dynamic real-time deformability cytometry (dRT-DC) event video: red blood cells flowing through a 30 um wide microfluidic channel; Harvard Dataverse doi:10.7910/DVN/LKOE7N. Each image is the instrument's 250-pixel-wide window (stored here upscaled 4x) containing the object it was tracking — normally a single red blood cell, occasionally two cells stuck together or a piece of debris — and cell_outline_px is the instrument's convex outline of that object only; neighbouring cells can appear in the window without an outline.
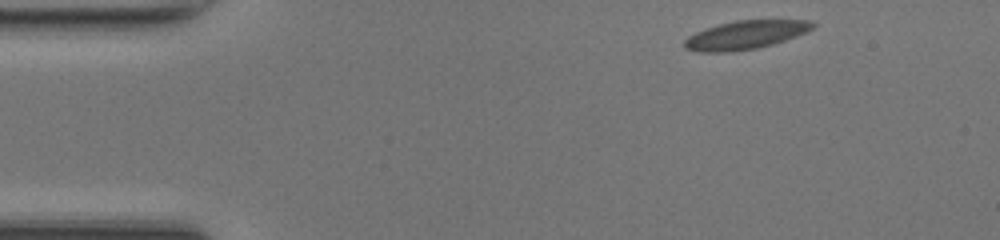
{"species": "common noctule bat (a hibernating species)", "species_latin": "Nyctalus noctula", "temperature_condition": "room temperature", "stored_images_in_passage": 45, "camera_frame_rate_fps": 3000, "um_per_image_px": 0.085, "animal": {"sex": "female", "body_mass_g": 17.0, "forearm_length_mm": 48.0}, "frame": {"image": 1, "passage_image": 1, "time_ms": 0.0, "image_size_px": [1000, 240], "cell_outline_px": [[816, 24], [808, 32], [772, 44], [756, 48], [724, 52], [700, 52], [684, 48], [684, 40], [688, 36], [696, 32], [720, 24], [736, 20], [812, 20]], "centroid_in_image_um": [63.38, 2.96], "position_along_channel_um": 21.6, "area_um2": 21.1}}
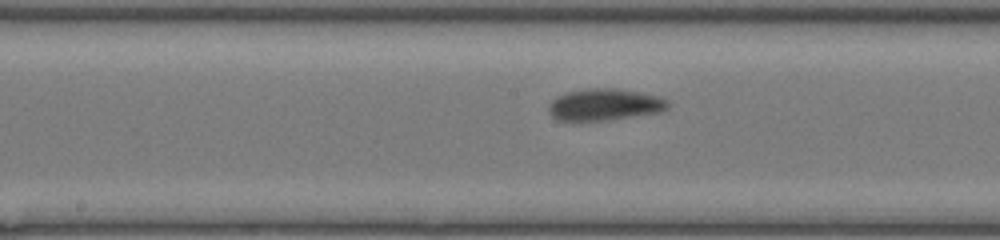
{"frame": {"image": 2, "passage_image": 20, "time_ms": 6.333, "image_size_px": [1000, 240], "cell_outline_px": [[668, 108], [656, 112], [608, 120], [556, 120], [548, 112], [548, 104], [556, 96], [568, 92], [588, 88], [616, 88], [640, 92], [660, 96], [668, 100]], "centroid_in_image_um": [51.36, 8.88], "position_along_channel_um": 196.8, "area_um2": 21.96}}
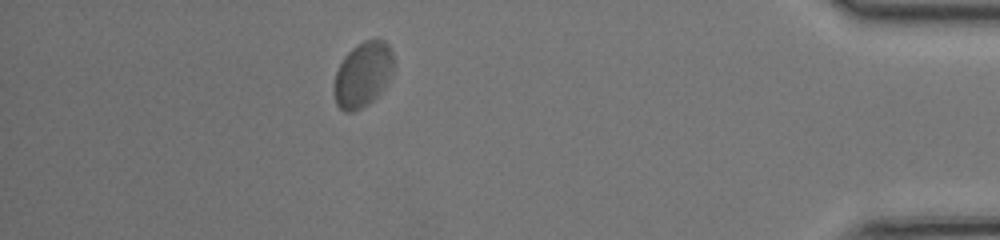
{"frame": {"image": 3, "passage_image": 39, "time_ms": 12.667, "image_size_px": [1000, 240], "cell_outline_px": [[392, 72], [380, 92], [368, 104], [352, 112], [344, 112], [336, 104], [332, 92], [332, 84], [336, 72], [344, 56], [356, 44], [364, 40], [384, 40], [388, 44], [392, 52]], "centroid_in_image_um": [30.78, 6.34], "position_along_channel_um": 404.4, "area_um2": 22.54}, "authors_computed_cell_mechanics": {"area_um2": 21.5594, "velocity_mm_per_s": 4.0996, "shape_relaxation_time_tau1_ms": 4.8783, "shape_relaxation_time_tau2_ms": 0.9658, "deformation_change_tau1": 0.098, "deformation_change_tau2": 0.0418}}